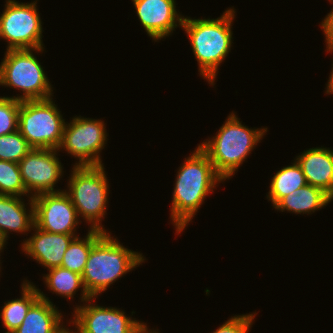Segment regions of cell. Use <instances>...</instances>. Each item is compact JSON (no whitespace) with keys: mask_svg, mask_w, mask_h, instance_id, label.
Listing matches in <instances>:
<instances>
[{"mask_svg":"<svg viewBox=\"0 0 333 333\" xmlns=\"http://www.w3.org/2000/svg\"><path fill=\"white\" fill-rule=\"evenodd\" d=\"M177 173L170 214L178 234L195 217L216 184L224 180L216 173L207 154L199 146L185 158Z\"/></svg>","mask_w":333,"mask_h":333,"instance_id":"obj_1","label":"cell"},{"mask_svg":"<svg viewBox=\"0 0 333 333\" xmlns=\"http://www.w3.org/2000/svg\"><path fill=\"white\" fill-rule=\"evenodd\" d=\"M235 9L230 8L217 19L184 17L181 28L186 31L192 51L199 63L200 75L214 86L218 67L232 47V22Z\"/></svg>","mask_w":333,"mask_h":333,"instance_id":"obj_2","label":"cell"},{"mask_svg":"<svg viewBox=\"0 0 333 333\" xmlns=\"http://www.w3.org/2000/svg\"><path fill=\"white\" fill-rule=\"evenodd\" d=\"M145 260L141 253L125 248L106 232L94 243L81 275L85 290L96 298Z\"/></svg>","mask_w":333,"mask_h":333,"instance_id":"obj_3","label":"cell"},{"mask_svg":"<svg viewBox=\"0 0 333 333\" xmlns=\"http://www.w3.org/2000/svg\"><path fill=\"white\" fill-rule=\"evenodd\" d=\"M267 131V128L251 129L244 126L232 112L216 136L198 146L207 154L214 170L225 181L235 174Z\"/></svg>","mask_w":333,"mask_h":333,"instance_id":"obj_4","label":"cell"},{"mask_svg":"<svg viewBox=\"0 0 333 333\" xmlns=\"http://www.w3.org/2000/svg\"><path fill=\"white\" fill-rule=\"evenodd\" d=\"M71 170L68 190H64L76 208L78 216L91 223L90 230L106 233L101 221L108 204L109 182L104 165L75 166Z\"/></svg>","mask_w":333,"mask_h":333,"instance_id":"obj_5","label":"cell"},{"mask_svg":"<svg viewBox=\"0 0 333 333\" xmlns=\"http://www.w3.org/2000/svg\"><path fill=\"white\" fill-rule=\"evenodd\" d=\"M40 49H9L0 64V85L23 91L14 98L24 100H45L52 98V86L41 63L33 55Z\"/></svg>","mask_w":333,"mask_h":333,"instance_id":"obj_6","label":"cell"},{"mask_svg":"<svg viewBox=\"0 0 333 333\" xmlns=\"http://www.w3.org/2000/svg\"><path fill=\"white\" fill-rule=\"evenodd\" d=\"M52 99L20 102L18 131L32 148L58 150L61 145L65 119Z\"/></svg>","mask_w":333,"mask_h":333,"instance_id":"obj_7","label":"cell"},{"mask_svg":"<svg viewBox=\"0 0 333 333\" xmlns=\"http://www.w3.org/2000/svg\"><path fill=\"white\" fill-rule=\"evenodd\" d=\"M36 2L6 0L0 15V38L7 41V50L40 49L44 46L42 22Z\"/></svg>","mask_w":333,"mask_h":333,"instance_id":"obj_8","label":"cell"},{"mask_svg":"<svg viewBox=\"0 0 333 333\" xmlns=\"http://www.w3.org/2000/svg\"><path fill=\"white\" fill-rule=\"evenodd\" d=\"M107 142L106 126L102 120L75 116L65 122L63 138L58 150L79 159L75 166H100V153Z\"/></svg>","mask_w":333,"mask_h":333,"instance_id":"obj_9","label":"cell"},{"mask_svg":"<svg viewBox=\"0 0 333 333\" xmlns=\"http://www.w3.org/2000/svg\"><path fill=\"white\" fill-rule=\"evenodd\" d=\"M93 299L75 307L74 321L76 333H149L147 324L127 317L124 311L115 307L93 305ZM92 301V302H90Z\"/></svg>","mask_w":333,"mask_h":333,"instance_id":"obj_10","label":"cell"},{"mask_svg":"<svg viewBox=\"0 0 333 333\" xmlns=\"http://www.w3.org/2000/svg\"><path fill=\"white\" fill-rule=\"evenodd\" d=\"M57 151L32 148L18 163L23 184L32 198L43 193L64 191L54 189L64 172L56 157Z\"/></svg>","mask_w":333,"mask_h":333,"instance_id":"obj_11","label":"cell"},{"mask_svg":"<svg viewBox=\"0 0 333 333\" xmlns=\"http://www.w3.org/2000/svg\"><path fill=\"white\" fill-rule=\"evenodd\" d=\"M35 225L59 234H76L79 216L65 191L43 193L33 197Z\"/></svg>","mask_w":333,"mask_h":333,"instance_id":"obj_12","label":"cell"},{"mask_svg":"<svg viewBox=\"0 0 333 333\" xmlns=\"http://www.w3.org/2000/svg\"><path fill=\"white\" fill-rule=\"evenodd\" d=\"M148 36L157 42L182 26L184 16L176 11L175 0H132ZM178 24V25H177Z\"/></svg>","mask_w":333,"mask_h":333,"instance_id":"obj_13","label":"cell"},{"mask_svg":"<svg viewBox=\"0 0 333 333\" xmlns=\"http://www.w3.org/2000/svg\"><path fill=\"white\" fill-rule=\"evenodd\" d=\"M33 233L29 239H26L21 247L24 254L32 257L48 270L55 267H61L64 253L70 243L78 237L77 234H59L46 232L38 228L35 224L32 227Z\"/></svg>","mask_w":333,"mask_h":333,"instance_id":"obj_14","label":"cell"},{"mask_svg":"<svg viewBox=\"0 0 333 333\" xmlns=\"http://www.w3.org/2000/svg\"><path fill=\"white\" fill-rule=\"evenodd\" d=\"M307 184L322 189L333 199V149L310 148L296 157Z\"/></svg>","mask_w":333,"mask_h":333,"instance_id":"obj_15","label":"cell"},{"mask_svg":"<svg viewBox=\"0 0 333 333\" xmlns=\"http://www.w3.org/2000/svg\"><path fill=\"white\" fill-rule=\"evenodd\" d=\"M29 199L30 209L27 210L20 196L0 195V238L4 243L9 232L26 233L35 224L33 198Z\"/></svg>","mask_w":333,"mask_h":333,"instance_id":"obj_16","label":"cell"},{"mask_svg":"<svg viewBox=\"0 0 333 333\" xmlns=\"http://www.w3.org/2000/svg\"><path fill=\"white\" fill-rule=\"evenodd\" d=\"M38 293L40 298L30 307L22 324L12 333H60L65 328L61 312L59 313L40 289Z\"/></svg>","mask_w":333,"mask_h":333,"instance_id":"obj_17","label":"cell"},{"mask_svg":"<svg viewBox=\"0 0 333 333\" xmlns=\"http://www.w3.org/2000/svg\"><path fill=\"white\" fill-rule=\"evenodd\" d=\"M333 199L322 189L305 185L283 197L273 208L295 214H310L322 209Z\"/></svg>","mask_w":333,"mask_h":333,"instance_id":"obj_18","label":"cell"},{"mask_svg":"<svg viewBox=\"0 0 333 333\" xmlns=\"http://www.w3.org/2000/svg\"><path fill=\"white\" fill-rule=\"evenodd\" d=\"M21 287L22 297L5 301L1 310L0 318L3 327L7 330L5 333L16 330L22 324L30 307L40 298L38 288L32 282L24 280Z\"/></svg>","mask_w":333,"mask_h":333,"instance_id":"obj_19","label":"cell"},{"mask_svg":"<svg viewBox=\"0 0 333 333\" xmlns=\"http://www.w3.org/2000/svg\"><path fill=\"white\" fill-rule=\"evenodd\" d=\"M305 185L306 177L295 160L292 165L281 168L272 177L267 199L272 201L274 207L283 197Z\"/></svg>","mask_w":333,"mask_h":333,"instance_id":"obj_20","label":"cell"},{"mask_svg":"<svg viewBox=\"0 0 333 333\" xmlns=\"http://www.w3.org/2000/svg\"><path fill=\"white\" fill-rule=\"evenodd\" d=\"M49 273L43 276L44 283L56 295L63 296L67 299L74 298V294L79 288L81 291V302H87L91 297L85 290L82 276L62 267H55L48 270Z\"/></svg>","mask_w":333,"mask_h":333,"instance_id":"obj_21","label":"cell"},{"mask_svg":"<svg viewBox=\"0 0 333 333\" xmlns=\"http://www.w3.org/2000/svg\"><path fill=\"white\" fill-rule=\"evenodd\" d=\"M103 234L101 231L88 230L85 238L76 237L66 249L61 267L82 275L94 243Z\"/></svg>","mask_w":333,"mask_h":333,"instance_id":"obj_22","label":"cell"},{"mask_svg":"<svg viewBox=\"0 0 333 333\" xmlns=\"http://www.w3.org/2000/svg\"><path fill=\"white\" fill-rule=\"evenodd\" d=\"M27 194L18 163L0 160V195L29 196Z\"/></svg>","mask_w":333,"mask_h":333,"instance_id":"obj_23","label":"cell"},{"mask_svg":"<svg viewBox=\"0 0 333 333\" xmlns=\"http://www.w3.org/2000/svg\"><path fill=\"white\" fill-rule=\"evenodd\" d=\"M31 149L18 130L0 136V160L19 163Z\"/></svg>","mask_w":333,"mask_h":333,"instance_id":"obj_24","label":"cell"},{"mask_svg":"<svg viewBox=\"0 0 333 333\" xmlns=\"http://www.w3.org/2000/svg\"><path fill=\"white\" fill-rule=\"evenodd\" d=\"M20 100L12 97H0V136L18 130Z\"/></svg>","mask_w":333,"mask_h":333,"instance_id":"obj_25","label":"cell"},{"mask_svg":"<svg viewBox=\"0 0 333 333\" xmlns=\"http://www.w3.org/2000/svg\"><path fill=\"white\" fill-rule=\"evenodd\" d=\"M256 314L235 315L212 333H248Z\"/></svg>","mask_w":333,"mask_h":333,"instance_id":"obj_26","label":"cell"},{"mask_svg":"<svg viewBox=\"0 0 333 333\" xmlns=\"http://www.w3.org/2000/svg\"><path fill=\"white\" fill-rule=\"evenodd\" d=\"M331 3H333V1ZM320 27H322L321 29L323 30L325 35L327 52H330V50H333V8L331 12L328 13L327 16L324 18Z\"/></svg>","mask_w":333,"mask_h":333,"instance_id":"obj_27","label":"cell"},{"mask_svg":"<svg viewBox=\"0 0 333 333\" xmlns=\"http://www.w3.org/2000/svg\"><path fill=\"white\" fill-rule=\"evenodd\" d=\"M330 51L333 53V50ZM326 88H327L325 92L326 94H333V67Z\"/></svg>","mask_w":333,"mask_h":333,"instance_id":"obj_28","label":"cell"},{"mask_svg":"<svg viewBox=\"0 0 333 333\" xmlns=\"http://www.w3.org/2000/svg\"><path fill=\"white\" fill-rule=\"evenodd\" d=\"M60 333H76V332H73L72 330H69L68 328H65L60 332Z\"/></svg>","mask_w":333,"mask_h":333,"instance_id":"obj_29","label":"cell"},{"mask_svg":"<svg viewBox=\"0 0 333 333\" xmlns=\"http://www.w3.org/2000/svg\"><path fill=\"white\" fill-rule=\"evenodd\" d=\"M5 243L2 241V239L0 238V250H3L5 247Z\"/></svg>","mask_w":333,"mask_h":333,"instance_id":"obj_30","label":"cell"},{"mask_svg":"<svg viewBox=\"0 0 333 333\" xmlns=\"http://www.w3.org/2000/svg\"><path fill=\"white\" fill-rule=\"evenodd\" d=\"M149 333H159V332H156V330H155V331L152 330V331H150Z\"/></svg>","mask_w":333,"mask_h":333,"instance_id":"obj_31","label":"cell"}]
</instances>
